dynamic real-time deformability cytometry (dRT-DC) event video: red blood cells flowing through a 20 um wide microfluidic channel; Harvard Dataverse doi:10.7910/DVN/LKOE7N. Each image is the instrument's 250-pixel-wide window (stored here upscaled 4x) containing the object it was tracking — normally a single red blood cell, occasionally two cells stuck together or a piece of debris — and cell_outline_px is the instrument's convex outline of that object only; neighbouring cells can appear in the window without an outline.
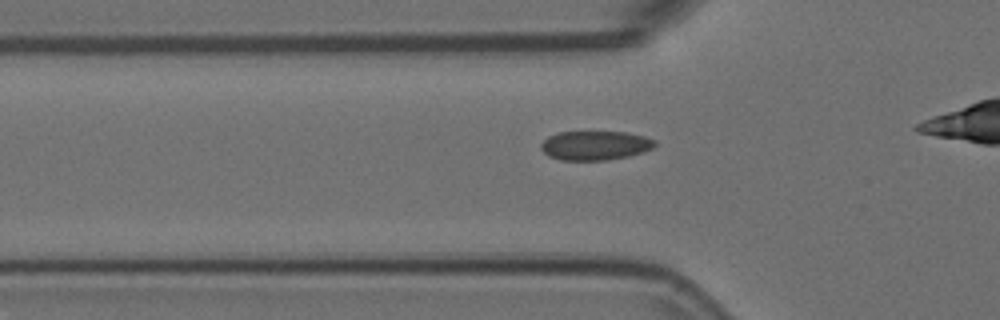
{"species": "Egyptian fruit bat (a non-hibernating species)", "species_latin": "Rousettus aegyptiacus", "temperature_condition": "room temperature", "stored_images_in_passage": 39, "camera_frame_rate_fps": 3000, "um_per_image_px": 0.085, "animal": {"sex": "female"}, "frame": {"image": 1, "passage_image": 13, "time_ms": 4.0, "image_size_px": [1000, 320], "cell_outline_px": [[656, 144], [652, 148], [644, 152], [628, 156], [608, 160], [560, 160], [548, 156], [540, 148], [540, 144], [548, 136], [556, 132], [628, 132], [644, 136], [656, 140]], "centroid_in_image_um": [50.58, 12.36], "position_along_channel_um": 75.2, "area_um2": 19.54}}
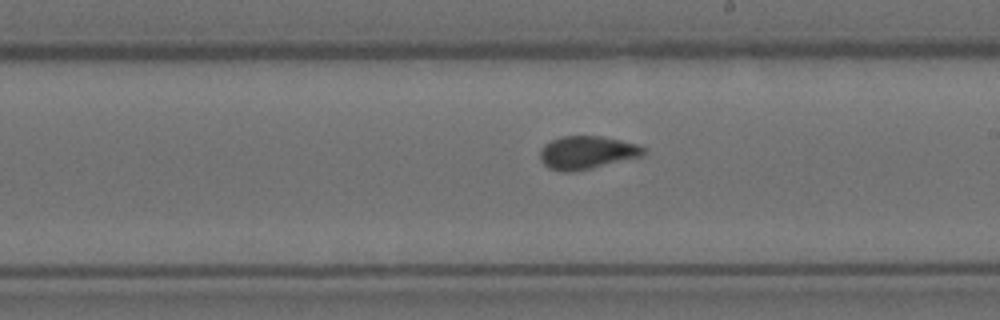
{"frame": {"image": 2, "passage_image": 26, "time_ms": 8.333, "image_size_px": [1000, 320], "cell_outline_px": [[644, 152], [640, 156], [572, 172], [564, 172], [548, 168], [540, 160], [540, 148], [544, 144], [552, 140], [564, 136], [600, 136], [620, 140], [636, 144], [644, 148]], "centroid_in_image_um": [49.81, 12.96], "position_along_channel_um": 239.2, "area_um2": 19.54}}
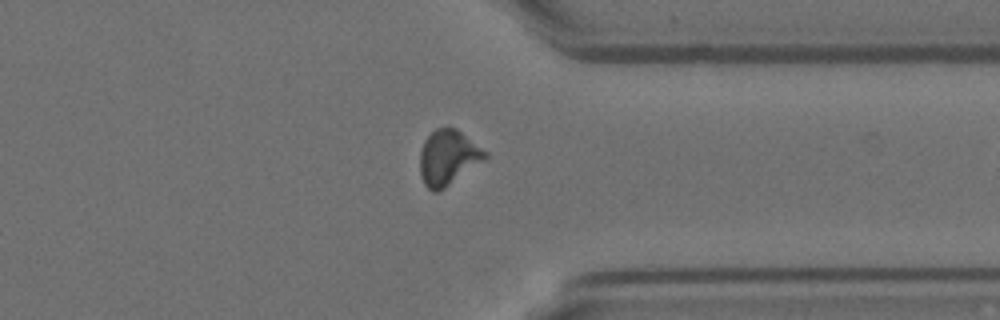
{"frame": {"image": 3, "passage_image": 37, "time_ms": 12.0, "image_size_px": [1000, 320], "cell_outline_px": [[488, 156], [484, 160], [444, 188], [436, 192], [432, 192], [424, 184], [420, 176], [420, 152], [424, 140], [436, 128], [456, 128], [488, 152]], "centroid_in_image_um": [38.07, 13.39], "position_along_channel_um": 373.3, "area_um2": 20.75}}